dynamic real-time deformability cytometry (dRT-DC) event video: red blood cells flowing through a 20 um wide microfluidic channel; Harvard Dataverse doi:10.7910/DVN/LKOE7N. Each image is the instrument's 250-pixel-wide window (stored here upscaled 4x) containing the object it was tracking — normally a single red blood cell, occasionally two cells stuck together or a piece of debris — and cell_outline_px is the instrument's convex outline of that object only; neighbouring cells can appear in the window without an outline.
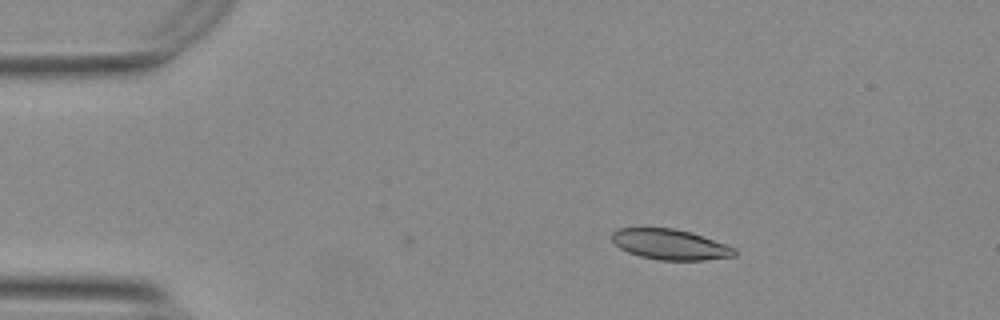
{"species": "Egyptian fruit bat (a non-hibernating species)", "species_latin": "Rousettus aegyptiacus", "temperature_condition": "warm", "stored_images_in_passage": 2, "camera_frame_rate_fps": 3000, "um_per_image_px": 0.085, "animal": {"sex": "female"}, "frame": {"image": 1, "passage_image": 2, "time_ms": 0.333, "image_size_px": [1000, 320], "cell_outline_px": [[736, 256], [704, 260], [660, 260], [640, 256], [628, 252], [620, 248], [612, 240], [612, 232], [620, 228], [672, 228], [692, 232], [736, 248]], "centroid_in_image_um": [56.98, 20.78], "position_along_channel_um": 28.0, "area_um2": 21.68}}